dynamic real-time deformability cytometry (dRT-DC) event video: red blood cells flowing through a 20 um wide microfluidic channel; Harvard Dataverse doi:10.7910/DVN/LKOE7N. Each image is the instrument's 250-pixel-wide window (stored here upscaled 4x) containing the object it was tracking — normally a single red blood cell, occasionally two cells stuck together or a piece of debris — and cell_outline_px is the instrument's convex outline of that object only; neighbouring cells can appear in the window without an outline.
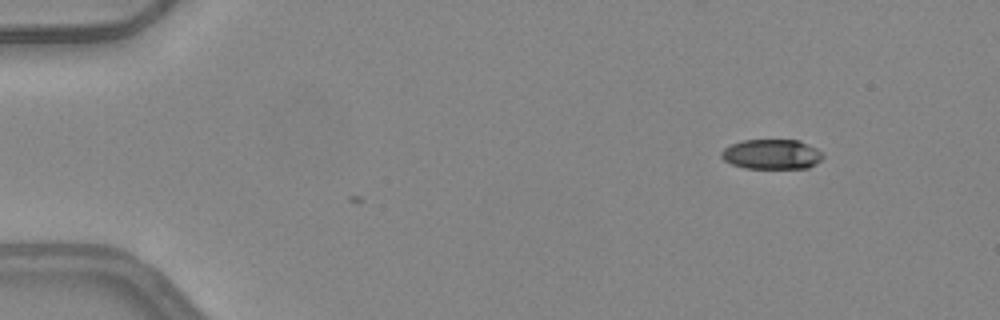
{"species": "common noctule bat (a hibernating species)", "species_latin": "Nyctalus noctula", "temperature_condition": "warm", "stored_images_in_passage": 3, "camera_frame_rate_fps": 3000, "um_per_image_px": 0.085, "animal": {"sex": "female", "body_mass_g": 24.6, "forearm_length_mm": 56.2}, "frame": {"image": 1, "passage_image": 1, "time_ms": 0.0, "image_size_px": [1000, 320], "cell_outline_px": [[824, 156], [820, 160], [808, 168], [744, 168], [732, 164], [724, 160], [720, 156], [720, 152], [724, 148], [732, 144], [744, 140], [800, 140], [816, 148]], "centroid_in_image_um": [65.58, 13.11], "position_along_channel_um": 19.4, "area_um2": 17.63}}